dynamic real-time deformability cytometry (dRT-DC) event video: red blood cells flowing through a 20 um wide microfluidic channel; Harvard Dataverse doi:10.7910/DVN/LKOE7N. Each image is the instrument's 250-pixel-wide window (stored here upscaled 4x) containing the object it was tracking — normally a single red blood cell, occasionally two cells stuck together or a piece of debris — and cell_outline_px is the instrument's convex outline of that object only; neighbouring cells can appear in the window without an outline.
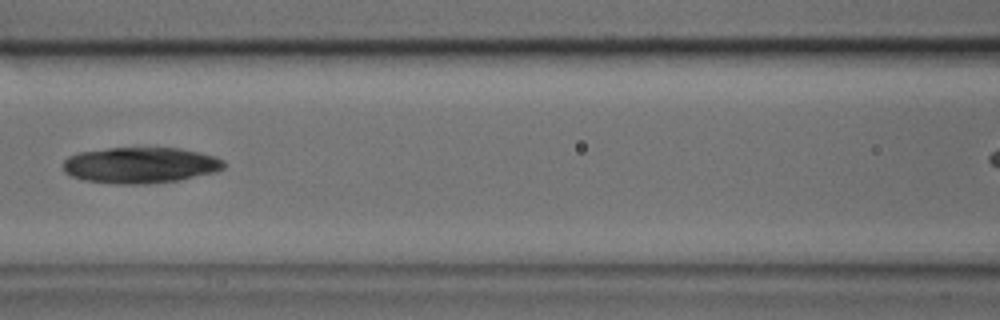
{"species": "common noctule bat (a hibernating species)", "species_latin": "Nyctalus noctula", "temperature_condition": "cold", "stored_images_in_passage": 4, "camera_frame_rate_fps": 3000, "um_per_image_px": 0.085, "animal": {"sex": "male", "body_mass_g": 17.9, "forearm_length_mm": 54.2}, "frame": {"image": 1, "passage_image": 3, "time_ms": 0.667, "image_size_px": [1000, 320], "cell_outline_px": [[228, 164], [224, 168], [216, 172], [180, 180], [148, 184], [116, 184], [84, 180], [72, 176], [64, 172], [64, 160], [68, 156], [76, 152], [108, 148], [180, 148], [200, 152], [216, 156], [224, 160]], "centroid_in_image_um": [11.97, 14.04], "position_along_channel_um": 154.6, "area_um2": 34.16}}